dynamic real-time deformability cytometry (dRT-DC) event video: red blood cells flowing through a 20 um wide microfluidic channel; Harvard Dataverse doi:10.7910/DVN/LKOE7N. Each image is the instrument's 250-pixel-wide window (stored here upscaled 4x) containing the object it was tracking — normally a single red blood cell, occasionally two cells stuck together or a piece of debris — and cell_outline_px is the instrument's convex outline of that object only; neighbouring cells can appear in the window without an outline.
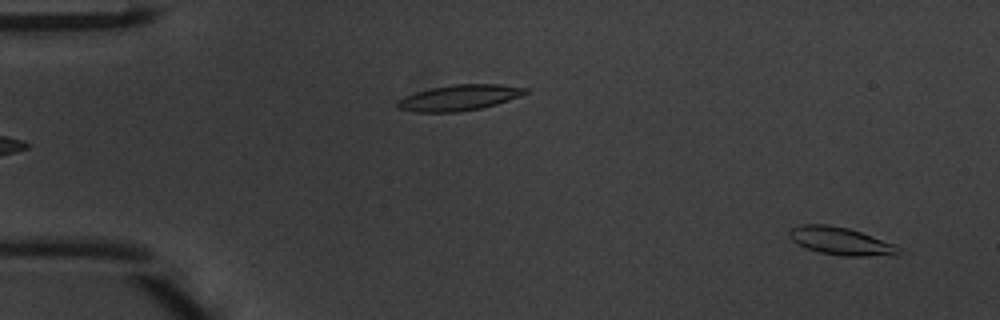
{"species": "common noctule bat (a hibernating species)", "species_latin": "Nyctalus noctula", "temperature_condition": "warm", "stored_images_in_passage": 47, "camera_frame_rate_fps": 3000, "um_per_image_px": 0.085, "animal": {"sex": "male", "body_mass_g": 20.1, "forearm_length_mm": 53.5}, "frame": {"image": 1, "passage_image": 2, "time_ms": 0.333, "image_size_px": [1000, 320], "cell_outline_px": [[908, 252], [900, 256], [840, 256], [820, 252], [808, 248], [792, 240], [788, 236], [788, 232], [792, 228], [800, 224], [828, 224], [848, 228], [896, 244], [904, 248]], "centroid_in_image_um": [71.62, 20.52], "position_along_channel_um": 13.4, "area_um2": 18.15}}
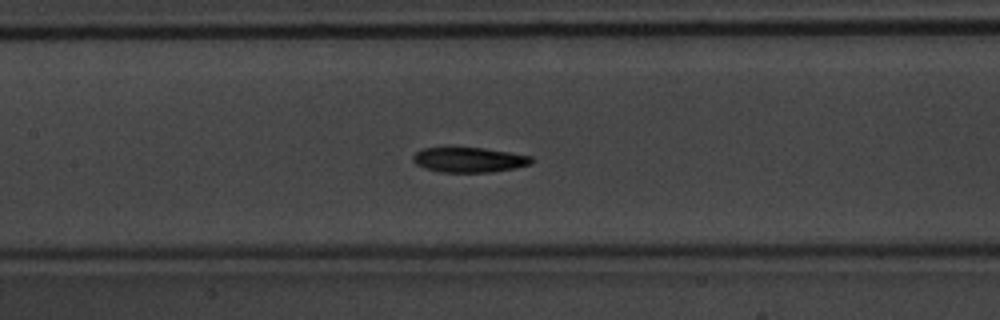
{"frame": {"image": 2, "passage_image": 22, "time_ms": 7.0, "image_size_px": [1000, 320], "cell_outline_px": [[536, 160], [532, 164], [516, 168], [492, 172], [440, 172], [424, 168], [416, 164], [412, 160], [412, 156], [416, 152], [424, 148], [448, 144], [484, 148], [532, 156]], "centroid_in_image_um": [39.84, 13.54], "position_along_channel_um": 167.6, "area_um2": 18.21}}
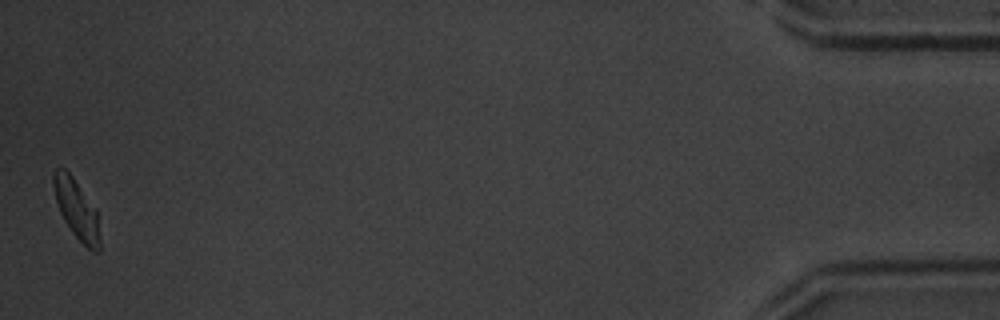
{"frame": {"image": 3, "passage_image": 47, "time_ms": 15.333, "image_size_px": [1000, 320], "cell_outline_px": [[100, 252], [92, 252], [72, 232], [64, 220], [60, 212], [56, 200], [52, 184], [52, 172], [56, 168], [64, 168], [72, 176], [96, 208], [100, 240]], "centroid_in_image_um": [6.5, 17.77], "position_along_channel_um": 428.7, "area_um2": 16.01}, "authors_computed_cell_mechanics": {"area_um2": 17.7446, "velocity_mm_per_s": 4.193, "shape_relaxation_time_tau1_ms": 2.6733, "shape_relaxation_time_tau2_ms": 3.9938, "deformation_change_tau1": 0.1579, "deformation_change_tau2": 0.1132}}